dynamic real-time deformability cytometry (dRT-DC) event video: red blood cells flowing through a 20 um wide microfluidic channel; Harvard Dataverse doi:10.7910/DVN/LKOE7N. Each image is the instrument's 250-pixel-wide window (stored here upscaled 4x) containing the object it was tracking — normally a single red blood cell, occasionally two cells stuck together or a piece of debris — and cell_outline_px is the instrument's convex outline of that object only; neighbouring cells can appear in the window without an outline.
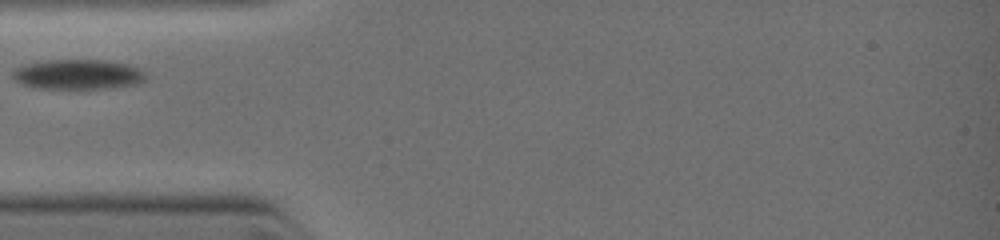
{"species": "common noctule bat (a hibernating species)", "species_latin": "Nyctalus noctula", "temperature_condition": "warm", "stored_images_in_passage": 18, "camera_frame_rate_fps": 3000, "um_per_image_px": 0.085, "animal": {"sex": "female", "body_mass_g": 19.0, "forearm_length_mm": 51.5}, "frame": {"image": 1, "passage_image": 1, "time_ms": 0.0, "image_size_px": [1000, 240], "cell_outline_px": [[144, 76], [140, 80], [132, 84], [100, 88], [44, 88], [24, 84], [16, 80], [12, 76], [12, 68], [20, 64], [44, 60], [104, 60], [128, 64], [140, 68], [144, 72]], "centroid_in_image_um": [6.52, 6.28], "position_along_channel_um": 78.5, "area_um2": 22.83}}
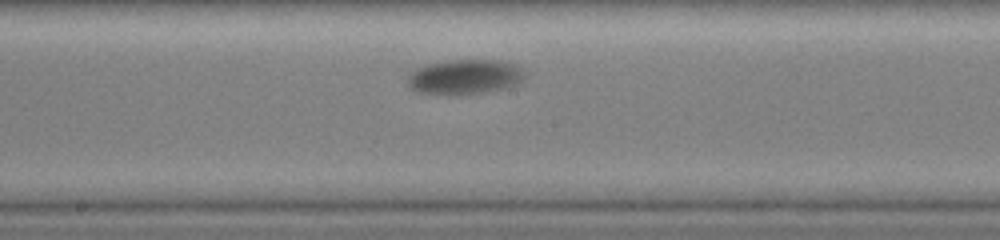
{"frame": {"image": 2, "passage_image": 10, "time_ms": 2.667, "image_size_px": [1000, 240], "cell_outline_px": [[524, 76], [516, 84], [500, 88], [476, 92], [420, 92], [412, 88], [408, 84], [408, 76], [412, 68], [428, 64], [448, 60], [500, 60], [516, 64], [524, 72]], "centroid_in_image_um": [39.48, 6.46], "position_along_channel_um": 208.7, "area_um2": 22.77}}
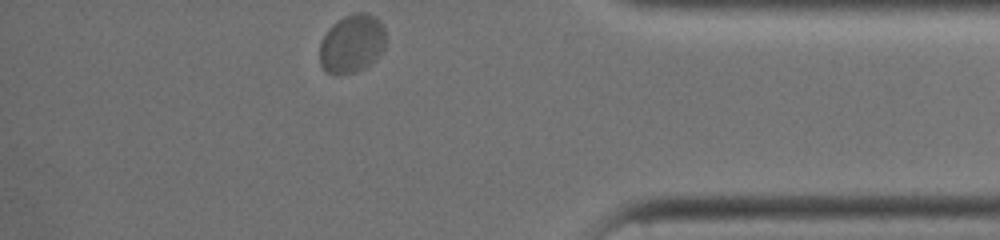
{"frame": {"image": 3, "passage_image": 18, "time_ms": 7.0, "image_size_px": [1000, 240], "cell_outline_px": [[384, 48], [380, 56], [376, 60], [364, 68], [356, 72], [328, 72], [320, 64], [320, 44], [328, 28], [332, 24], [344, 16], [356, 12], [368, 12], [376, 16], [380, 20], [384, 28]], "centroid_in_image_um": [29.94, 3.66], "position_along_channel_um": 405.3, "area_um2": 22.43}}